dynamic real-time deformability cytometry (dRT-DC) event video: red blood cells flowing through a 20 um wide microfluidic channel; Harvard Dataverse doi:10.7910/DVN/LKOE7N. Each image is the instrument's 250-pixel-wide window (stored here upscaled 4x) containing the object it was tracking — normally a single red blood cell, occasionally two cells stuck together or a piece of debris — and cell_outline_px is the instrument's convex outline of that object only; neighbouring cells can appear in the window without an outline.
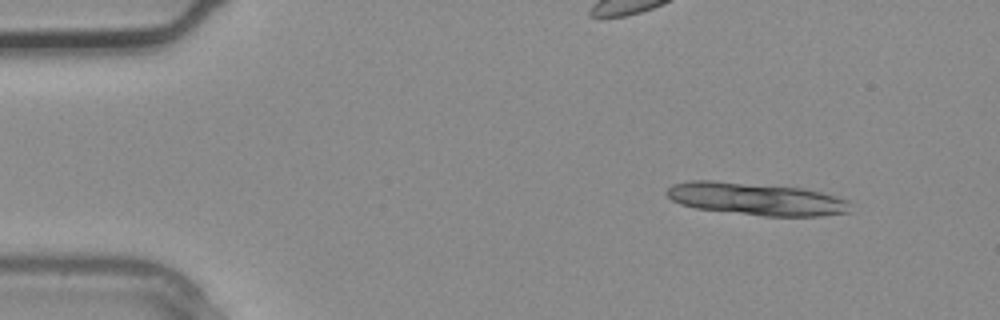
{"species": "common noctule bat (a hibernating species)", "species_latin": "Nyctalus noctula", "temperature_condition": "warm", "stored_images_in_passage": 3, "camera_frame_rate_fps": 3000, "um_per_image_px": 0.085, "animal": {"sex": "male", "body_mass_g": 20.4}, "frame": {"image": 1, "passage_image": 1, "time_ms": 0.0, "image_size_px": [1000, 320], "cell_outline_px": [[852, 212], [820, 216], [764, 216], [696, 208], [680, 204], [672, 200], [664, 192], [672, 184], [688, 180], [712, 180], [804, 188], [836, 196], [848, 200]], "centroid_in_image_um": [64.27, 16.9], "position_along_channel_um": 20.7, "area_um2": 34.91}}